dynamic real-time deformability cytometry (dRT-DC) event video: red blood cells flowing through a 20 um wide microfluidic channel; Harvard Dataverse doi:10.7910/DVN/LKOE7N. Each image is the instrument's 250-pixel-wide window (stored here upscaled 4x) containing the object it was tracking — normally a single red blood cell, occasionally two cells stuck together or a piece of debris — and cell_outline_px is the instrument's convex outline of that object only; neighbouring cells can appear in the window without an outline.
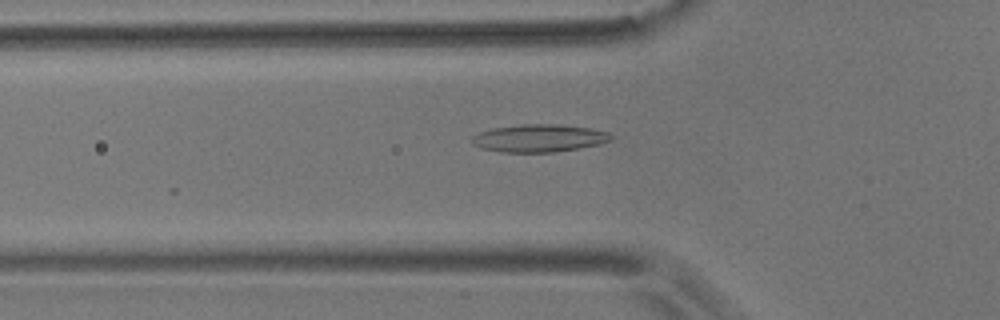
{"species": "common noctule bat (a hibernating species)", "species_latin": "Nyctalus noctula", "temperature_condition": "room temperature", "stored_images_in_passage": 13, "camera_frame_rate_fps": 3000, "um_per_image_px": 0.085, "animal": {"sex": "male", "body_mass_g": 17.9}, "frame": {"image": 1, "passage_image": 4, "time_ms": 1.0, "image_size_px": [1000, 320], "cell_outline_px": [[616, 136], [612, 140], [600, 144], [552, 152], [500, 152], [484, 148], [472, 144], [472, 136], [480, 132], [492, 128], [524, 124], [556, 124], [588, 128], [608, 132]], "centroid_in_image_um": [45.84, 11.74], "position_along_channel_um": 80.0, "area_um2": 22.25}}
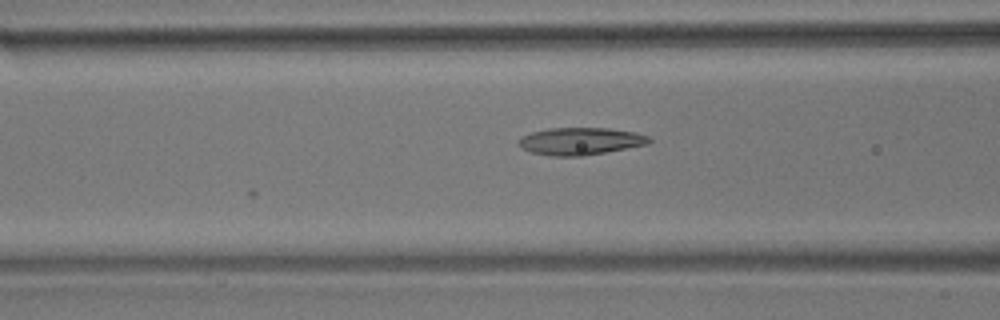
{"frame": {"image": 2, "passage_image": 7, "time_ms": 2.0, "image_size_px": [1000, 320], "cell_outline_px": [[652, 140], [648, 144], [584, 156], [552, 156], [532, 152], [524, 148], [520, 144], [520, 140], [524, 136], [532, 132], [548, 128], [608, 128], [636, 132], [648, 136]], "centroid_in_image_um": [49.39, 12.0], "position_along_channel_um": 117.2, "area_um2": 20.52}}
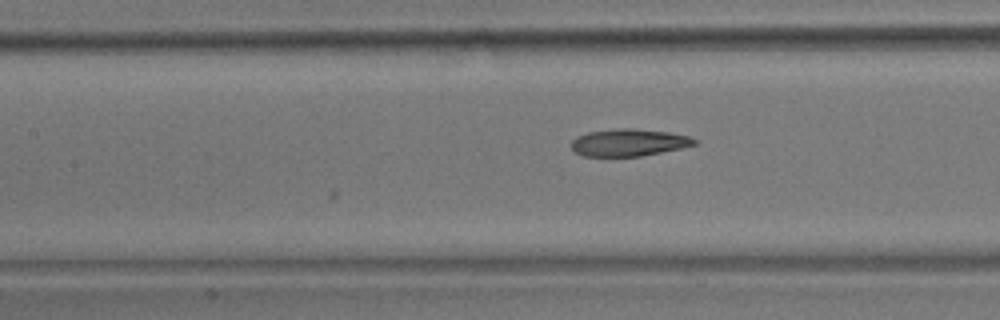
{"frame": {"image": 3, "passage_image": 10, "time_ms": 3.0, "image_size_px": [1000, 320], "cell_outline_px": [[696, 144], [680, 148], [640, 156], [584, 156], [576, 152], [568, 144], [576, 136], [588, 132], [620, 128], [632, 128], [668, 132], [688, 136], [696, 140]], "centroid_in_image_um": [53.39, 12.11], "position_along_channel_um": 154.0, "area_um2": 19.36}}